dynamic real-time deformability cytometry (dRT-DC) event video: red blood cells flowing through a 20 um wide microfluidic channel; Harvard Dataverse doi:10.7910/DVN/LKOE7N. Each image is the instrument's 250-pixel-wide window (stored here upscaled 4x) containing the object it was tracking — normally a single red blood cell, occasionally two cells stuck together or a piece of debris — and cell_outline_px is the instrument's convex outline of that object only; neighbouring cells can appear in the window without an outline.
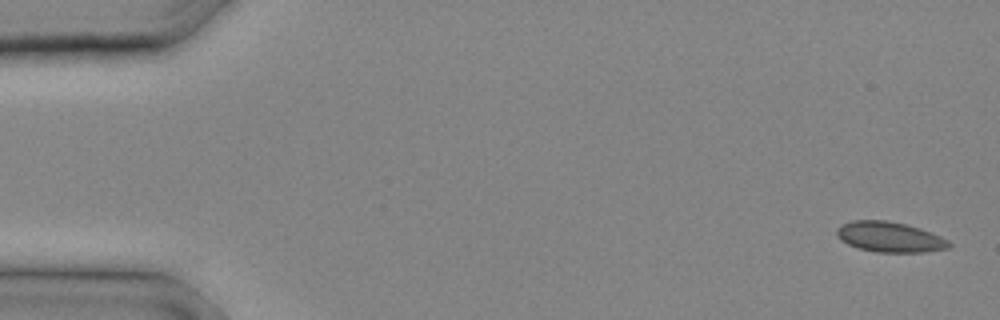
{"species": "common noctule bat (a hibernating species)", "species_latin": "Nyctalus noctula", "temperature_condition": "cold", "stored_images_in_passage": 14, "camera_frame_rate_fps": 3000, "um_per_image_px": 0.085, "animal": {"sex": "male", "body_mass_g": 20.4}, "frame": {"image": 1, "passage_image": 1, "time_ms": 0.0, "image_size_px": [1000, 320], "cell_outline_px": [[952, 244], [948, 248], [924, 252], [876, 252], [860, 248], [848, 244], [840, 240], [836, 232], [836, 228], [840, 224], [852, 220], [884, 220], [904, 224], [920, 228], [940, 236], [948, 240]], "centroid_in_image_um": [75.6, 20.14], "position_along_channel_um": 9.4, "area_um2": 19.77}}
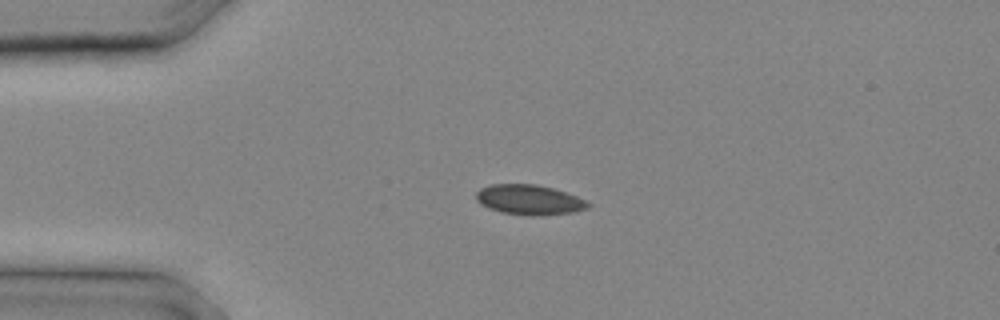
{"frame": {"image": 2, "passage_image": 6, "time_ms": 1.667, "image_size_px": [1000, 320], "cell_outline_px": [[592, 204], [588, 208], [576, 212], [540, 216], [532, 216], [500, 212], [488, 208], [480, 204], [476, 200], [476, 192], [480, 188], [492, 184], [536, 184], [552, 188], [576, 196]], "centroid_in_image_um": [44.98, 16.99], "position_along_channel_um": 40.0, "area_um2": 19.71}}
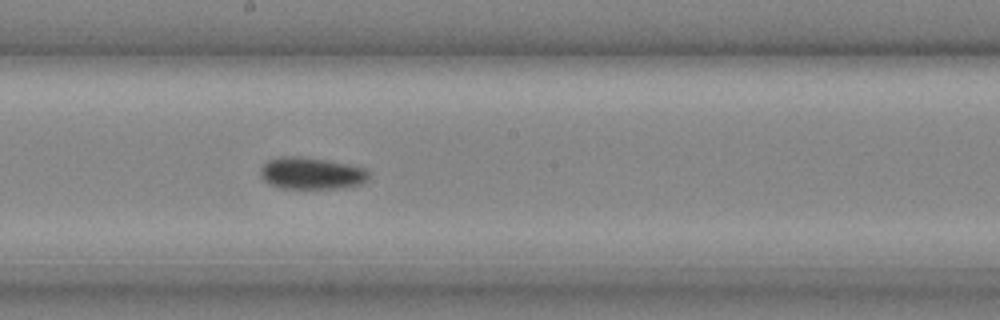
{"frame": {"image": 3, "passage_image": 14, "time_ms": 4.333, "image_size_px": [1000, 320], "cell_outline_px": [[372, 176], [368, 180], [360, 184], [340, 188], [280, 188], [268, 184], [260, 176], [260, 168], [268, 160], [280, 156], [300, 156], [328, 160], [348, 164], [364, 168], [372, 172]], "centroid_in_image_um": [26.49, 14.72], "position_along_channel_um": 221.7, "area_um2": 20.46}}